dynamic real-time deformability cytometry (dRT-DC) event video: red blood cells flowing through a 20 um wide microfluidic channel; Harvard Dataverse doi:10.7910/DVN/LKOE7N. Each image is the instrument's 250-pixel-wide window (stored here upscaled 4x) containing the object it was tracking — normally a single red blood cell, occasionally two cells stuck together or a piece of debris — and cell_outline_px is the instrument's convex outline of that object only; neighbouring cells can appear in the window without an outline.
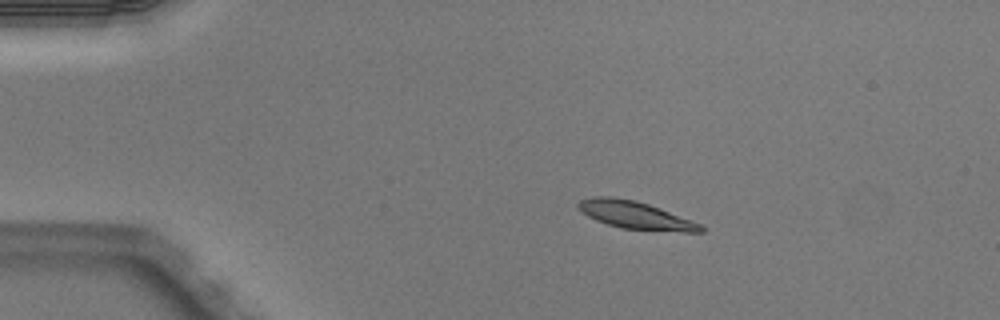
{"species": "Egyptian fruit bat (a non-hibernating species)", "species_latin": "Rousettus aegyptiacus", "temperature_condition": "warm", "stored_images_in_passage": 42, "camera_frame_rate_fps": 3000, "um_per_image_px": 0.085, "animal": {"sex": "male"}, "frame": {"image": 1, "passage_image": 1, "time_ms": 0.0, "image_size_px": [1000, 320], "cell_outline_px": [[704, 232], [684, 232], [620, 228], [596, 220], [588, 216], [576, 208], [576, 204], [580, 200], [592, 196], [612, 196], [636, 200], [660, 208], [700, 224], [704, 228]], "centroid_in_image_um": [53.95, 18.27], "position_along_channel_um": 31.0, "area_um2": 19.71}}
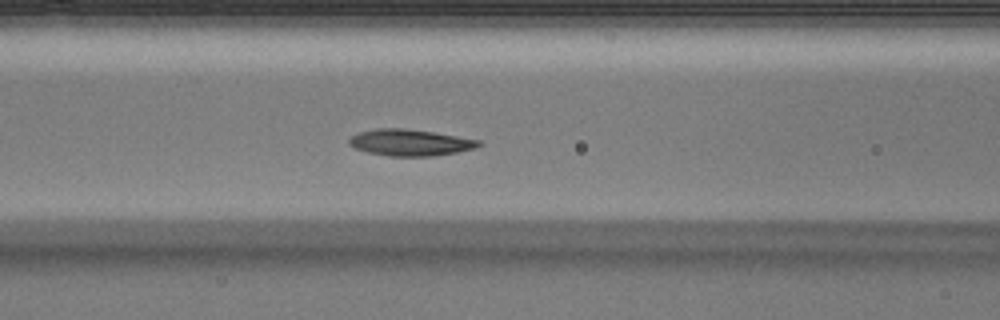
{"frame": {"image": 2, "passage_image": 13, "time_ms": 4.0, "image_size_px": [1000, 320], "cell_outline_px": [[484, 144], [476, 148], [456, 152], [432, 156], [388, 156], [368, 152], [356, 148], [348, 144], [348, 140], [352, 136], [360, 132], [376, 128], [404, 128], [432, 132], [480, 140]], "centroid_in_image_um": [34.87, 12.12], "position_along_channel_um": 131.7, "area_um2": 19.88}}
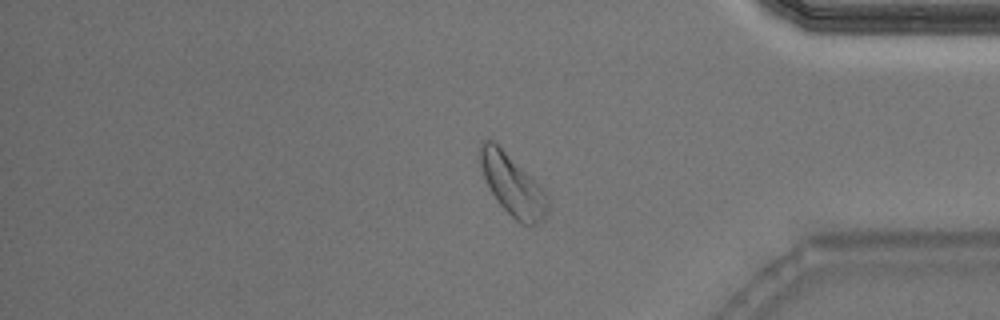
{"frame": {"image": 3, "passage_image": 34, "time_ms": 11.0, "image_size_px": [1000, 320], "cell_outline_px": [[548, 212], [544, 220], [536, 224], [524, 224], [516, 220], [496, 200], [484, 176], [480, 164], [480, 140], [492, 140], [540, 184], [548, 196]], "centroid_in_image_um": [43.59, 15.74], "position_along_channel_um": 391.6, "area_um2": 23.58}, "authors_computed_cell_mechanics": {"area_um2": 19.9121, "velocity_mm_per_s": 3.9952, "shape_relaxation_time_tau1_ms": 2.4225, "shape_relaxation_time_tau2_ms": 5.3337, "deformation_change_tau1": 0.1122, "deformation_change_tau2": 0.1308}}